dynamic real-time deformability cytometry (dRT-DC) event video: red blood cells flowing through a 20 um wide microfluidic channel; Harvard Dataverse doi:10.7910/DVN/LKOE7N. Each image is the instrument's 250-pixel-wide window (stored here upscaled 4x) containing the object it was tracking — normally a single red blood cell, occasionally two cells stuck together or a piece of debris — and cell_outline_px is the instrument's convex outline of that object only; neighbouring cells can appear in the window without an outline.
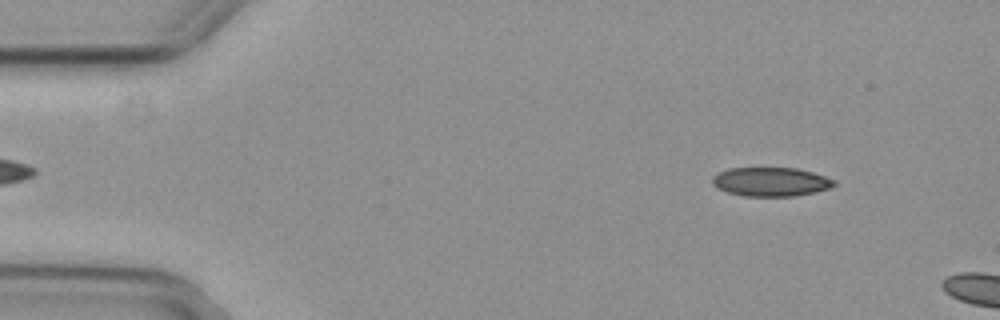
{"species": "common noctule bat (a hibernating species)", "species_latin": "Nyctalus noctula", "temperature_condition": "cold", "stored_images_in_passage": 3, "camera_frame_rate_fps": 3000, "um_per_image_px": 0.085, "animal": {"sex": "female", "body_mass_g": 29.2, "forearm_length_mm": 56.3}, "frame": {"image": 1, "passage_image": 1, "time_ms": 0.0, "image_size_px": [1000, 320], "cell_outline_px": [[836, 184], [832, 188], [816, 192], [792, 196], [744, 196], [728, 192], [716, 188], [712, 184], [712, 176], [728, 168], [796, 168], [812, 172], [836, 180]], "centroid_in_image_um": [65.53, 15.45], "position_along_channel_um": 19.5, "area_um2": 20.63}}